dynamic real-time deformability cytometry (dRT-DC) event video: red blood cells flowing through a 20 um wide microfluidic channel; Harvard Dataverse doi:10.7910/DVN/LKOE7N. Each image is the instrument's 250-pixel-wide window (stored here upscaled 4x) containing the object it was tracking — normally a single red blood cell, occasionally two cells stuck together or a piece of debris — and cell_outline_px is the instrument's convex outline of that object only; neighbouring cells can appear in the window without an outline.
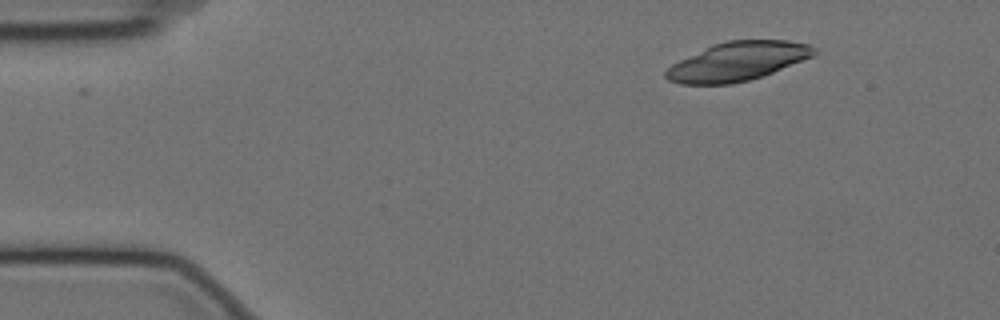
{"species": "Egyptian fruit bat (a non-hibernating species)", "species_latin": "Rousettus aegyptiacus", "temperature_condition": "cold", "stored_images_in_passage": 10, "camera_frame_rate_fps": 3000, "um_per_image_px": 0.085, "animal": {"sex": "female"}, "frame": {"image": 1, "passage_image": 1, "time_ms": 0.0, "image_size_px": [1000, 320], "cell_outline_px": [[820, 52], [812, 56], [772, 72], [748, 80], [732, 84], [680, 84], [668, 80], [664, 76], [664, 72], [672, 64], [712, 44], [728, 40], [788, 40], [812, 44]], "centroid_in_image_um": [62.7, 5.2], "position_along_channel_um": 22.3, "area_um2": 33.41}}